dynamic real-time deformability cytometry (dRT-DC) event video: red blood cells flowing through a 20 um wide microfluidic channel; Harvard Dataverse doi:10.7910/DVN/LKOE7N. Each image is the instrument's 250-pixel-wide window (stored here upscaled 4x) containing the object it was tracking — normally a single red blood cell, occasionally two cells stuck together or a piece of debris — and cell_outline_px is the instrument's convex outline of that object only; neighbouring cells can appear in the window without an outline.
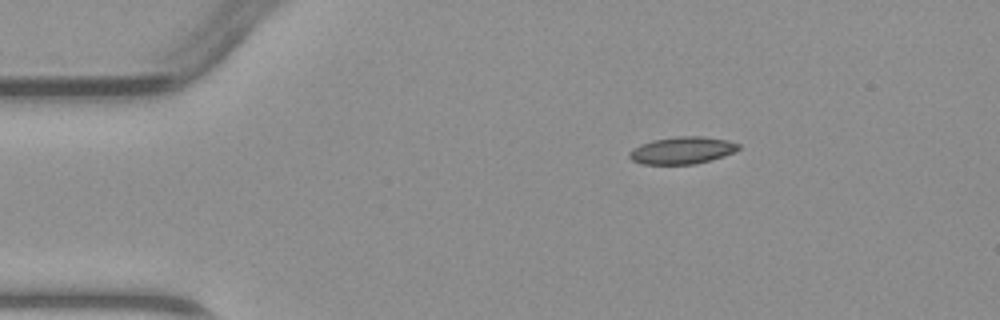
{"species": "common noctule bat (a hibernating species)", "species_latin": "Nyctalus noctula", "temperature_condition": "warm", "stored_images_in_passage": 2, "camera_frame_rate_fps": 3000, "um_per_image_px": 0.085, "animal": {"sex": "male", "body_mass_g": 23.1, "forearm_length_mm": 52.7}, "frame": {"image": 1, "passage_image": 1, "time_ms": 0.0, "image_size_px": [1000, 320], "cell_outline_px": [[740, 148], [724, 156], [696, 164], [640, 164], [632, 160], [628, 156], [628, 152], [632, 148], [640, 144], [652, 140], [676, 136], [700, 136], [728, 140], [740, 144]], "centroid_in_image_um": [57.95, 12.78], "position_along_channel_um": 27.1, "area_um2": 17.4}}
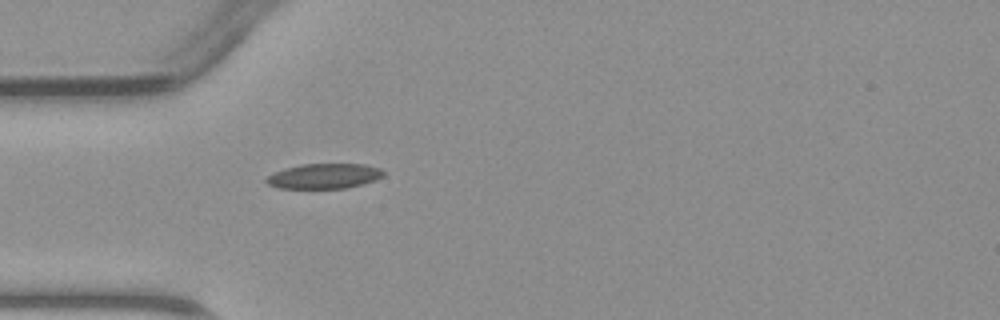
{"frame": {"image": 2, "passage_image": 2, "time_ms": 2.0, "image_size_px": [1000, 320], "cell_outline_px": [[384, 176], [376, 180], [364, 184], [344, 188], [280, 188], [268, 184], [264, 180], [268, 176], [284, 168], [300, 164], [364, 164], [380, 168], [384, 172]], "centroid_in_image_um": [27.58, 14.96], "position_along_channel_um": 57.4, "area_um2": 17.11}}